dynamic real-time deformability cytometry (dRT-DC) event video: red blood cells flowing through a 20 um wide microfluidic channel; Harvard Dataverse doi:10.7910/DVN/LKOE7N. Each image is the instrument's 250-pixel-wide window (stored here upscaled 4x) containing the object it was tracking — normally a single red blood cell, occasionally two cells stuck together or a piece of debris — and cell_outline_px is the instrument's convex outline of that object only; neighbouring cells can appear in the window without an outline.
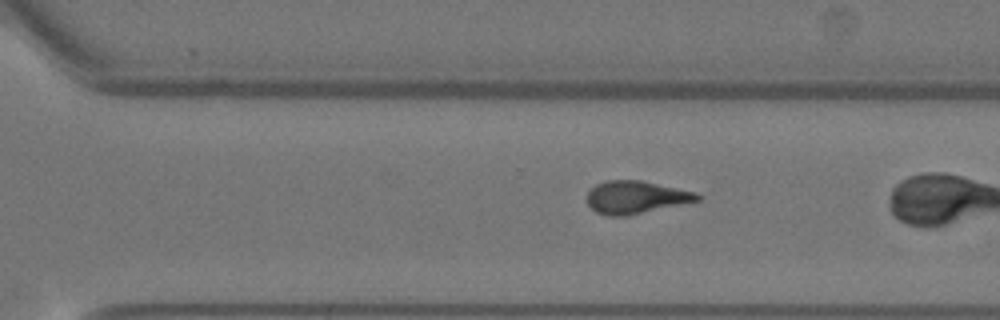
{"species": "Egyptian fruit bat (a non-hibernating species)", "species_latin": "Rousettus aegyptiacus", "temperature_condition": "warm", "stored_images_in_passage": 41, "camera_frame_rate_fps": 3000, "um_per_image_px": 0.085, "animal": {"sex": "female"}, "frame": {"image": 1, "passage_image": 36, "time_ms": 11.667, "image_size_px": [1000, 320], "cell_outline_px": [[700, 200], [628, 216], [608, 216], [596, 212], [588, 204], [588, 192], [596, 184], [608, 180], [640, 180], [696, 192], [700, 196]], "centroid_in_image_um": [54.04, 16.77], "position_along_channel_um": 316.6, "area_um2": 20.87}}